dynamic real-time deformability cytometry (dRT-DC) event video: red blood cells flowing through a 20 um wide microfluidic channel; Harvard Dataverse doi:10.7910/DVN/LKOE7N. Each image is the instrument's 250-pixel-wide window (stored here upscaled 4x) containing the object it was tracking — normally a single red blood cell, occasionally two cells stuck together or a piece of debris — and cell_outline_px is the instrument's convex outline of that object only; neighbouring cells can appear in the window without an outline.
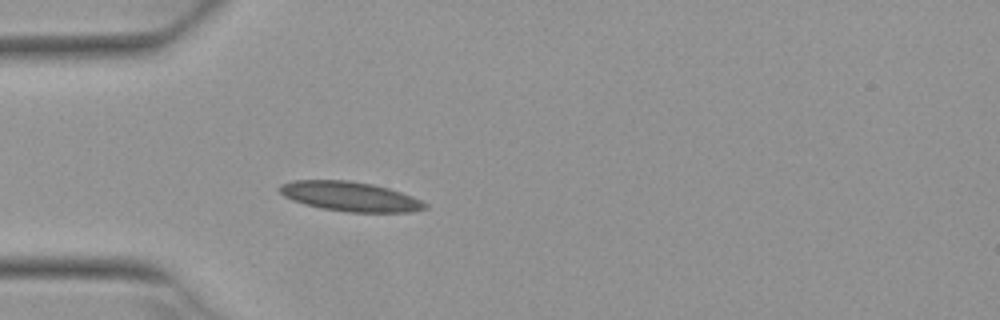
{"species": "Egyptian fruit bat (a non-hibernating species)", "species_latin": "Rousettus aegyptiacus", "temperature_condition": "warm", "stored_images_in_passage": 4, "camera_frame_rate_fps": 3000, "um_per_image_px": 0.085, "animal": {"sex": "female"}, "frame": {"image": 1, "passage_image": 4, "time_ms": 1.0, "image_size_px": [1000, 320], "cell_outline_px": [[428, 208], [412, 212], [348, 212], [320, 208], [304, 204], [292, 200], [284, 196], [276, 188], [280, 184], [292, 180], [348, 180], [372, 184], [388, 188], [412, 196], [428, 204]], "centroid_in_image_um": [29.73, 16.7], "position_along_channel_um": 55.3, "area_um2": 25.2}}